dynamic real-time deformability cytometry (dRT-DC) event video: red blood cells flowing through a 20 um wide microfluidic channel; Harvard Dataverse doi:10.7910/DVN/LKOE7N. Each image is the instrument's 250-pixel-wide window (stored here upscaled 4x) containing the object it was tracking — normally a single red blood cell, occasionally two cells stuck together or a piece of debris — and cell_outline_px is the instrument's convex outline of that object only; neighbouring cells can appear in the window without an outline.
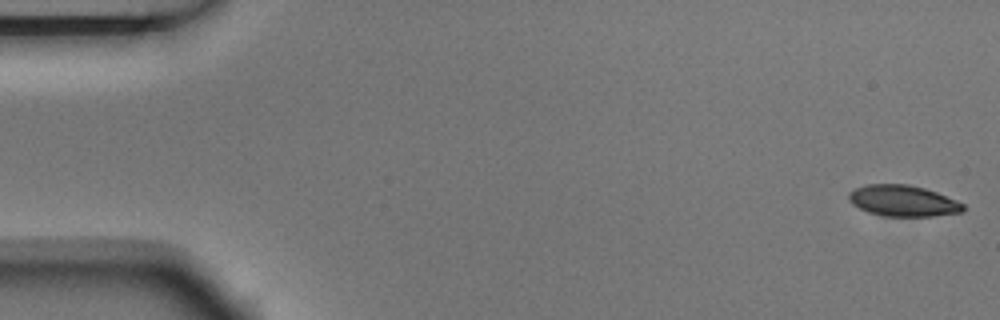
{"species": "Egyptian fruit bat (a non-hibernating species)", "species_latin": "Rousettus aegyptiacus", "temperature_condition": "room temperature", "stored_images_in_passage": 5, "camera_frame_rate_fps": 3000, "um_per_image_px": 0.085, "animal": {"sex": "male"}, "frame": {"image": 1, "passage_image": 1, "time_ms": 0.0, "image_size_px": [1000, 320], "cell_outline_px": [[964, 212], [932, 216], [884, 216], [868, 212], [852, 204], [848, 200], [848, 192], [864, 184], [908, 184], [924, 188], [936, 192], [956, 200], [964, 204]], "centroid_in_image_um": [76.74, 17.06], "position_along_channel_um": 8.3, "area_um2": 20.81}}
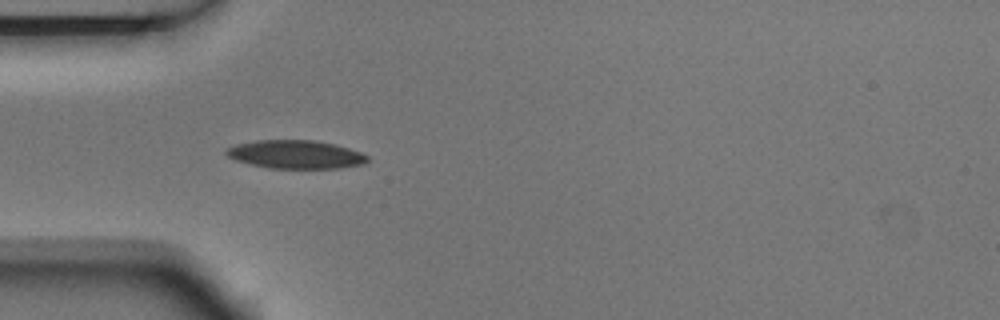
{"frame": {"image": 2, "passage_image": 5, "time_ms": 1.333, "image_size_px": [1000, 320], "cell_outline_px": [[368, 160], [364, 164], [340, 168], [268, 168], [236, 160], [228, 156], [224, 152], [224, 148], [236, 144], [256, 140], [312, 140], [332, 144], [348, 148], [360, 152], [368, 156]], "centroid_in_image_um": [25.1, 13.12], "position_along_channel_um": 59.9, "area_um2": 23.24}}